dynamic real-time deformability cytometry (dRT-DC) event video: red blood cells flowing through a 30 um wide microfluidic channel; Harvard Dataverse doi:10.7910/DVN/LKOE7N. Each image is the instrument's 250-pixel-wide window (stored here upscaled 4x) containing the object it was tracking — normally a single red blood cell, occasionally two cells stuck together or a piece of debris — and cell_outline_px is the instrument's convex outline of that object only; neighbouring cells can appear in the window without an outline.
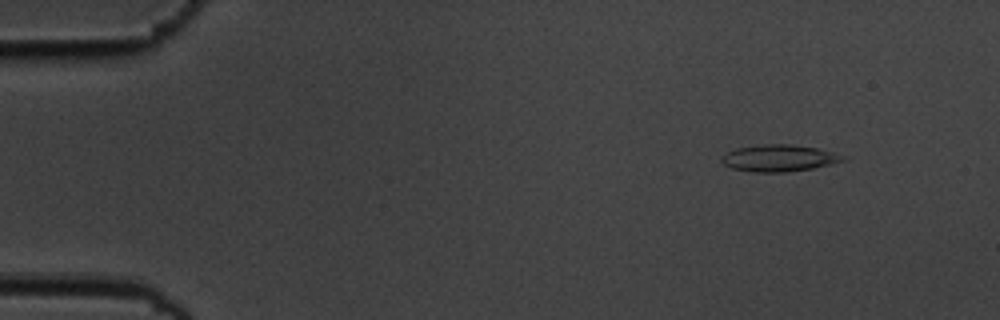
{"species": "common noctule bat (a hibernating species)", "species_latin": "Nyctalus noctula", "temperature_condition": "cold", "stored_images_in_passage": 6, "camera_frame_rate_fps": 3000, "um_per_image_px": 0.085, "animal": {"sex": "male", "body_mass_g": 19.5, "forearm_length_mm": 54.6}, "frame": {"image": 1, "passage_image": 2, "time_ms": 0.333, "image_size_px": [1000, 320], "cell_outline_px": [[844, 160], [812, 168], [788, 172], [752, 172], [732, 168], [724, 164], [720, 160], [720, 156], [736, 148], [764, 144], [792, 144], [816, 148], [828, 152]], "centroid_in_image_um": [66.06, 13.44], "position_along_channel_um": 18.9, "area_um2": 18.38}}
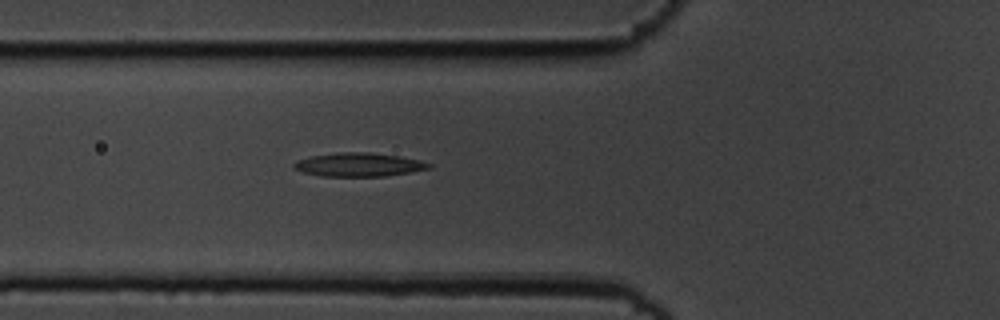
{"frame": {"image": 2, "passage_image": 6, "time_ms": 1.667, "image_size_px": [1000, 320], "cell_outline_px": [[432, 168], [384, 176], [320, 176], [304, 172], [292, 168], [292, 164], [308, 156], [336, 152], [368, 152], [400, 156], [420, 160], [432, 164]], "centroid_in_image_um": [30.48, 13.99], "position_along_channel_um": 95.3, "area_um2": 18.61}}